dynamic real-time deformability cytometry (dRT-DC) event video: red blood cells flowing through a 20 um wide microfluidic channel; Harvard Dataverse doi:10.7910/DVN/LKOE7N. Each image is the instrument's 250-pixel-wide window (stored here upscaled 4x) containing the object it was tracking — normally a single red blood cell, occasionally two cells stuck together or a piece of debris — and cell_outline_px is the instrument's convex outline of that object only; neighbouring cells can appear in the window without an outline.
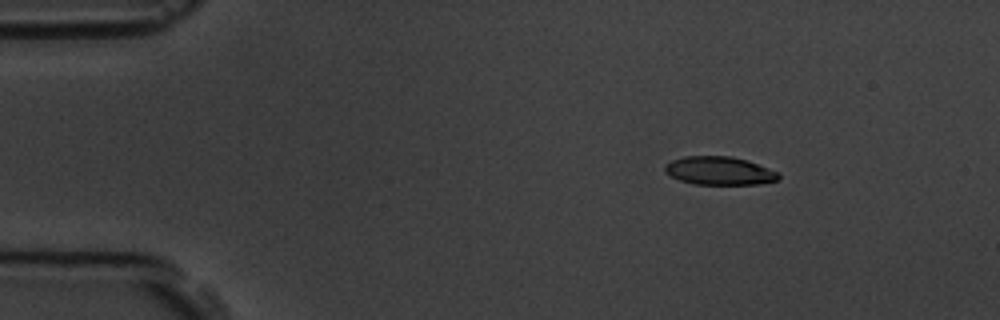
{"species": "common noctule bat (a hibernating species)", "species_latin": "Nyctalus noctula", "temperature_condition": "room temperature", "stored_images_in_passage": 8, "camera_frame_rate_fps": 3000, "um_per_image_px": 0.085, "animal": {"sex": "male", "body_mass_g": 19.5, "forearm_length_mm": 54.6}, "frame": {"image": 1, "passage_image": 2, "time_ms": 1.333, "image_size_px": [1000, 320], "cell_outline_px": [[780, 180], [760, 184], [696, 184], [680, 180], [664, 172], [664, 164], [672, 160], [684, 156], [732, 156], [748, 160], [780, 172]], "centroid_in_image_um": [61.18, 14.51], "position_along_channel_um": 23.8, "area_um2": 18.96}}
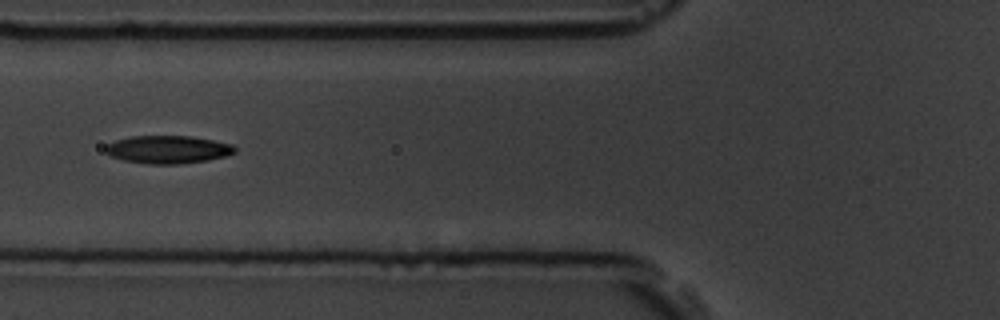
{"frame": {"image": 2, "passage_image": 5, "time_ms": 5.667, "image_size_px": [1000, 320], "cell_outline_px": [[236, 152], [224, 156], [208, 160], [176, 164], [148, 164], [124, 160], [112, 156], [104, 152], [104, 148], [108, 144], [116, 140], [132, 136], [192, 136], [232, 144], [236, 148]], "centroid_in_image_um": [14.26, 12.7], "position_along_channel_um": 111.5, "area_um2": 20.92}}
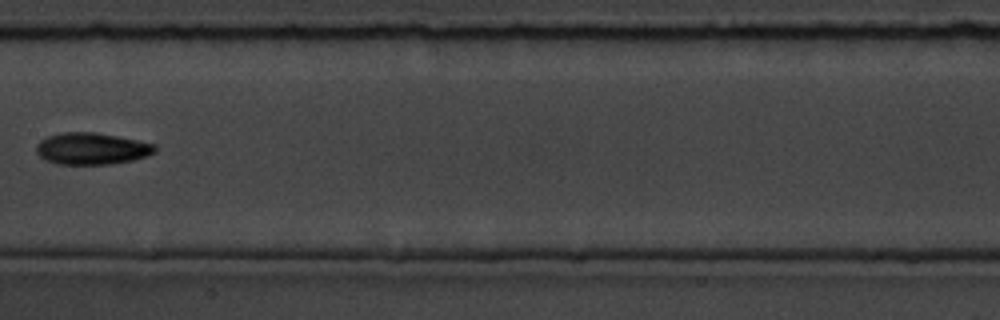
{"frame": {"image": 3, "passage_image": 7, "time_ms": 8.0, "image_size_px": [1000, 320], "cell_outline_px": [[156, 152], [148, 156], [132, 160], [112, 164], [56, 164], [44, 160], [36, 152], [36, 144], [40, 140], [48, 136], [64, 132], [96, 132], [156, 144]], "centroid_in_image_um": [7.79, 12.64], "position_along_channel_um": 199.6, "area_um2": 22.08}}